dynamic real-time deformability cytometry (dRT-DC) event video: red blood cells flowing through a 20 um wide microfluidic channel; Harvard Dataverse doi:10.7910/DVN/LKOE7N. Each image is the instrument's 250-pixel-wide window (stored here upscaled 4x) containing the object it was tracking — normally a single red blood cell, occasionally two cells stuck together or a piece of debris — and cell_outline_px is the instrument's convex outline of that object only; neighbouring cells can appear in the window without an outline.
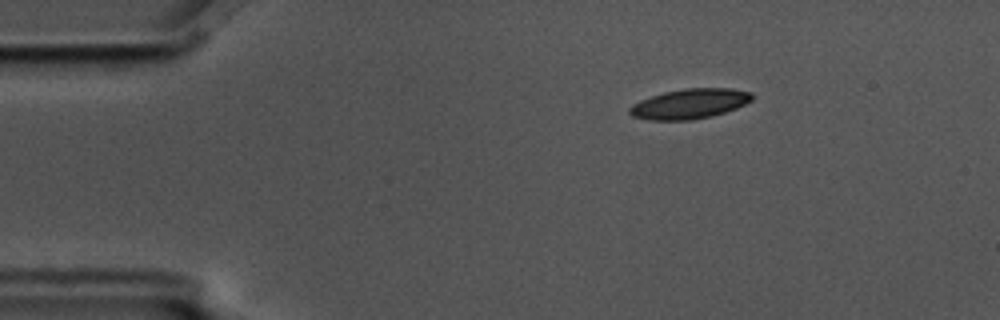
{"species": "common noctule bat (a hibernating species)", "species_latin": "Nyctalus noctula", "temperature_condition": "cold", "stored_images_in_passage": 5, "camera_frame_rate_fps": 3000, "um_per_image_px": 0.085, "animal": {"sex": "male", "body_mass_g": 17.5, "forearm_length_mm": 52.3}, "frame": {"image": 1, "passage_image": 2, "time_ms": 0.333, "image_size_px": [1000, 320], "cell_outline_px": [[752, 100], [736, 108], [712, 116], [692, 120], [648, 120], [632, 116], [628, 112], [628, 108], [632, 104], [640, 100], [664, 92], [684, 88], [732, 88], [752, 92]], "centroid_in_image_um": [58.6, 8.82], "position_along_channel_um": 26.4, "area_um2": 21.44}}
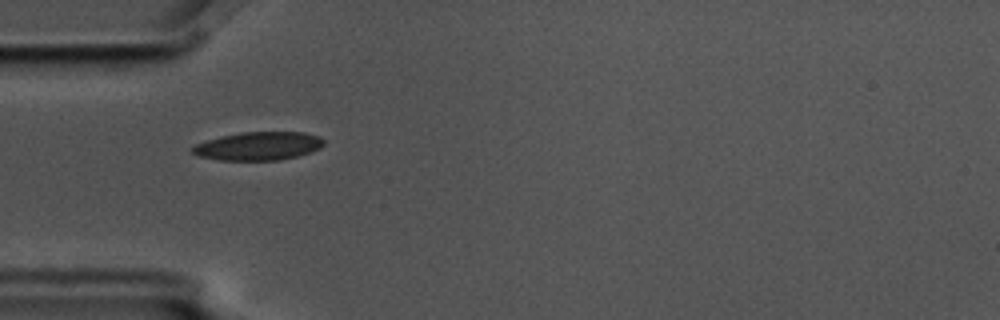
{"frame": {"image": 2, "passage_image": 4, "time_ms": 1.0, "image_size_px": [1000, 320], "cell_outline_px": [[324, 144], [320, 148], [296, 156], [276, 160], [220, 160], [200, 156], [192, 152], [192, 148], [196, 144], [220, 136], [240, 132], [304, 132], [320, 136], [324, 140]], "centroid_in_image_um": [21.98, 12.4], "position_along_channel_um": 63.0, "area_um2": 21.5}}